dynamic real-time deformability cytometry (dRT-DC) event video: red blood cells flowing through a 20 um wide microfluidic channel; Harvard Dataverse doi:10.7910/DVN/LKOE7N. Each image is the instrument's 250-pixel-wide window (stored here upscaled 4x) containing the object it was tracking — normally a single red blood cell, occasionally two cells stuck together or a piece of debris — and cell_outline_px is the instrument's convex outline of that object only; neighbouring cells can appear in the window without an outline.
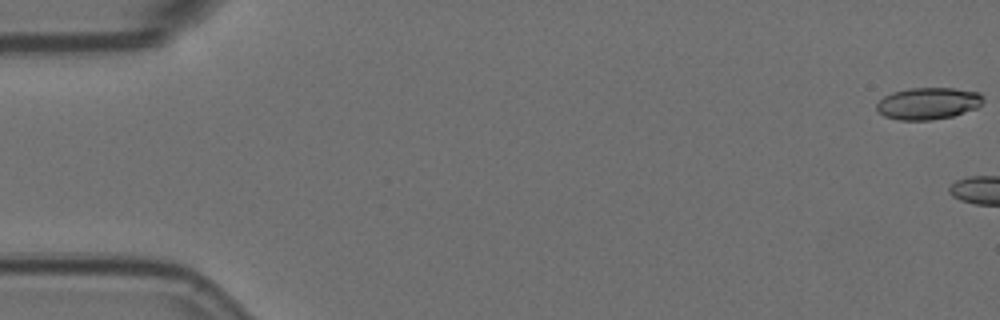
{"species": "Egyptian fruit bat (a non-hibernating species)", "species_latin": "Rousettus aegyptiacus", "temperature_condition": "room temperature", "stored_images_in_passage": 5, "camera_frame_rate_fps": 3000, "um_per_image_px": 0.085, "animal": {"sex": "female"}, "frame": {"image": 1, "passage_image": 1, "time_ms": 0.0, "image_size_px": [1000, 320], "cell_outline_px": [[984, 100], [976, 108], [952, 116], [928, 120], [900, 120], [884, 116], [876, 108], [876, 104], [884, 96], [892, 92], [908, 88], [956, 88], [980, 92], [984, 96]], "centroid_in_image_um": [78.9, 8.77], "position_along_channel_um": 6.1, "area_um2": 19.83}}